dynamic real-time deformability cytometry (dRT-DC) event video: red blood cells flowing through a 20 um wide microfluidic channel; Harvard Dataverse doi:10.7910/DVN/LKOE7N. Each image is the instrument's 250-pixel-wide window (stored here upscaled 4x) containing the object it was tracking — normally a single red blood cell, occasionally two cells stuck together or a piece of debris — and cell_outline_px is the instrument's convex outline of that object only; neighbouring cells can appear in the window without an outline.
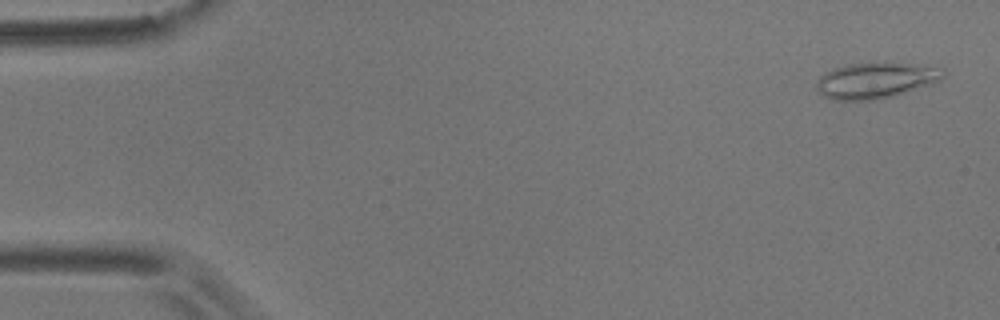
{"species": "common noctule bat (a hibernating species)", "species_latin": "Nyctalus noctula", "temperature_condition": "room temperature", "stored_images_in_passage": 56, "camera_frame_rate_fps": 3000, "um_per_image_px": 0.085, "animal": {"sex": "male", "body_mass_g": 17.9}, "frame": {"image": 1, "passage_image": 2, "time_ms": 0.333, "image_size_px": [1000, 320], "cell_outline_px": [[944, 76], [940, 80], [932, 84], [876, 100], [832, 100], [824, 96], [816, 88], [816, 80], [824, 72], [848, 64], [872, 60], [884, 60], [916, 64], [944, 68]], "centroid_in_image_um": [74.43, 6.78], "position_along_channel_um": 10.6, "area_um2": 27.17}}
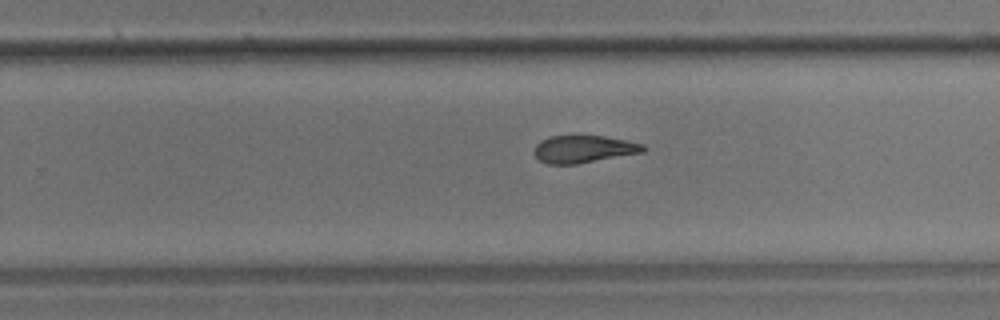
{"frame": {"image": 2, "passage_image": 35, "time_ms": 11.333, "image_size_px": [1000, 320], "cell_outline_px": [[648, 148], [644, 152], [576, 164], [548, 164], [540, 160], [532, 152], [536, 144], [540, 140], [548, 136], [572, 132], [580, 132], [604, 136], [644, 144]], "centroid_in_image_um": [49.57, 12.61], "position_along_channel_um": 280.2, "area_um2": 18.38}}
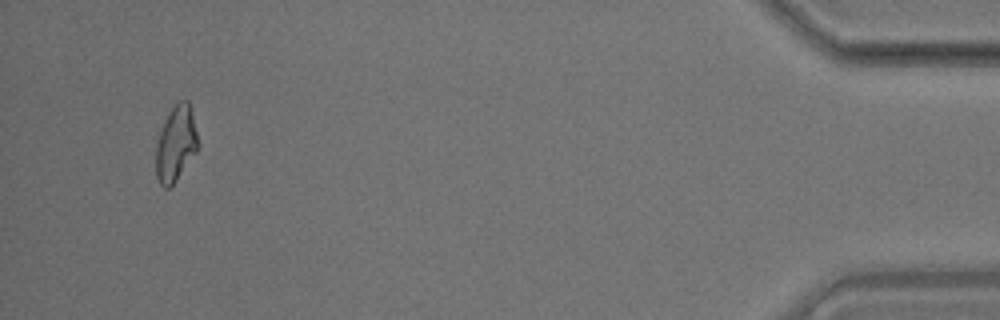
{"frame": {"image": 3, "passage_image": 53, "time_ms": 17.333, "image_size_px": [1000, 320], "cell_outline_px": [[196, 152], [176, 180], [168, 188], [164, 188], [160, 184], [156, 176], [156, 144], [160, 132], [168, 112], [180, 100], [188, 100], [196, 132]], "centroid_in_image_um": [14.91, 12.23], "position_along_channel_um": 420.3, "area_um2": 17.92}, "authors_computed_cell_mechanics": {"area_um2": 18.6694, "velocity_mm_per_s": 3.5825, "shape_relaxation_time_tau1_ms": null, "shape_relaxation_time_tau2_ms": 3.576, "deformation_change_tau1": null, "deformation_change_tau2": 0.1209}}